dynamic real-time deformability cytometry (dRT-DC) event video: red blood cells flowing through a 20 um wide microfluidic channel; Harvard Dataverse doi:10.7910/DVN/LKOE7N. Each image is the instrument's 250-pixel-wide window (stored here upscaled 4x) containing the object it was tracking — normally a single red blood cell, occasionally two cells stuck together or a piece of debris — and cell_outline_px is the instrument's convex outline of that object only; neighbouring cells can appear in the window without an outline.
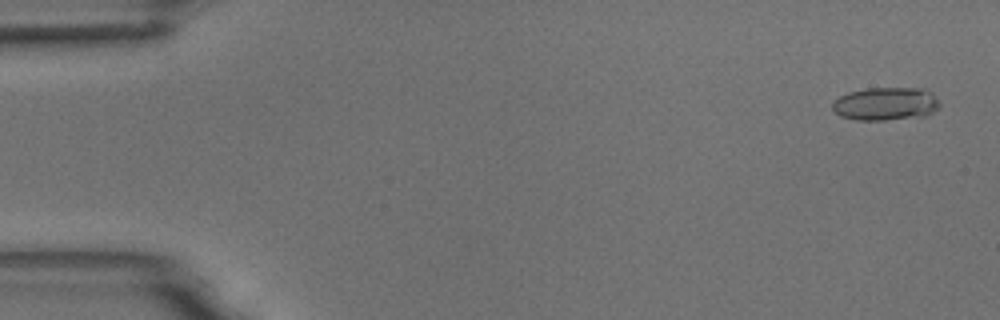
{"species": "common noctule bat (a hibernating species)", "species_latin": "Nyctalus noctula", "temperature_condition": "room temperature", "stored_images_in_passage": 17, "camera_frame_rate_fps": 3000, "um_per_image_px": 0.085, "animal": {"sex": "male", "body_mass_g": 18.8}, "frame": {"image": 1, "passage_image": 2, "time_ms": 0.333, "image_size_px": [1000, 320], "cell_outline_px": [[940, 108], [928, 116], [884, 120], [856, 120], [840, 116], [832, 108], [832, 104], [840, 96], [848, 92], [868, 88], [924, 88], [932, 92], [940, 104]], "centroid_in_image_um": [75.33, 8.83], "position_along_channel_um": 9.7, "area_um2": 20.92}}
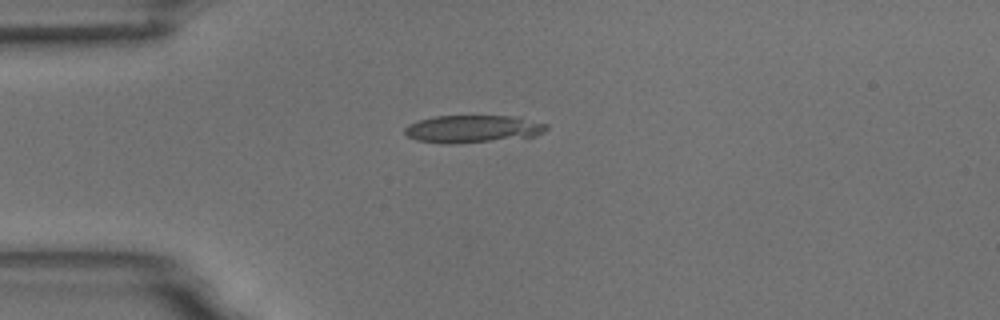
{"frame": {"image": 2, "passage_image": 14, "time_ms": 4.333, "image_size_px": [1000, 320], "cell_outline_px": [[548, 128], [544, 132], [536, 136], [452, 144], [440, 144], [416, 140], [408, 136], [404, 132], [404, 128], [408, 124], [432, 116], [520, 116], [548, 124]], "centroid_in_image_um": [40.2, 10.95], "position_along_channel_um": 44.8, "area_um2": 22.95}}